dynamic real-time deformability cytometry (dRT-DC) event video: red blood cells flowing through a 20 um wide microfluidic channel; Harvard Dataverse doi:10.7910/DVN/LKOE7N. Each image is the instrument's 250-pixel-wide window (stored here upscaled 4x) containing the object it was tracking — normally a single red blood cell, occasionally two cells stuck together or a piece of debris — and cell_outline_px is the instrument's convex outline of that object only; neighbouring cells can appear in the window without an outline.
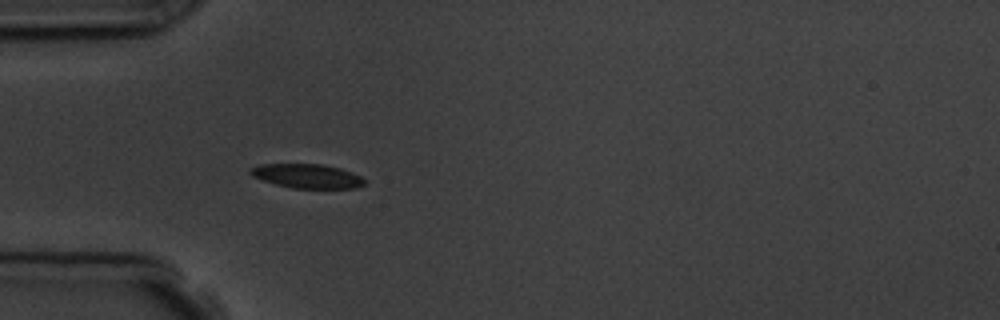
{"species": "common noctule bat (a hibernating species)", "species_latin": "Nyctalus noctula", "temperature_condition": "room temperature", "stored_images_in_passage": 3, "camera_frame_rate_fps": 3000, "um_per_image_px": 0.085, "animal": {"sex": "male", "body_mass_g": 19.5, "forearm_length_mm": 54.6}, "frame": {"image": 1, "passage_image": 3, "time_ms": 2.667, "image_size_px": [1000, 320], "cell_outline_px": [[364, 184], [356, 188], [292, 188], [276, 184], [252, 176], [248, 172], [248, 168], [260, 164], [324, 164], [340, 168], [360, 176], [364, 180]], "centroid_in_image_um": [26.06, 14.95], "position_along_channel_um": 58.9, "area_um2": 16.01}}